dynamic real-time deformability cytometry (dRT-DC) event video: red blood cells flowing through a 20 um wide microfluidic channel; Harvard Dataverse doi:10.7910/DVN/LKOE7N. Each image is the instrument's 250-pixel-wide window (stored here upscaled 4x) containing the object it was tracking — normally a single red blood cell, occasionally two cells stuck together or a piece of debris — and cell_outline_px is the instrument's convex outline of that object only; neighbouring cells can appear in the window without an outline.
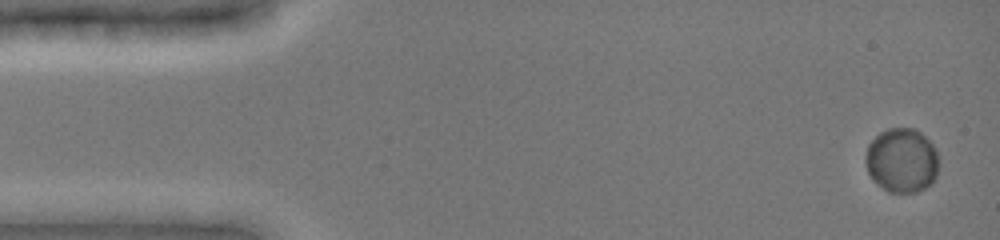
{"species": "common noctule bat (a hibernating species)", "species_latin": "Nyctalus noctula", "temperature_condition": "cold", "stored_images_in_passage": 54, "camera_frame_rate_fps": 3000, "um_per_image_px": 0.085, "animal": {"sex": "female", "body_mass_g": 19.0, "forearm_length_mm": 51.5}, "frame": {"image": 1, "passage_image": 1, "time_ms": 0.0, "image_size_px": [1000, 240], "cell_outline_px": [[936, 176], [932, 184], [916, 192], [888, 192], [868, 172], [864, 160], [868, 144], [880, 132], [888, 128], [916, 128], [936, 148]], "centroid_in_image_um": [76.64, 13.61], "position_along_channel_um": 8.4, "area_um2": 27.17}}
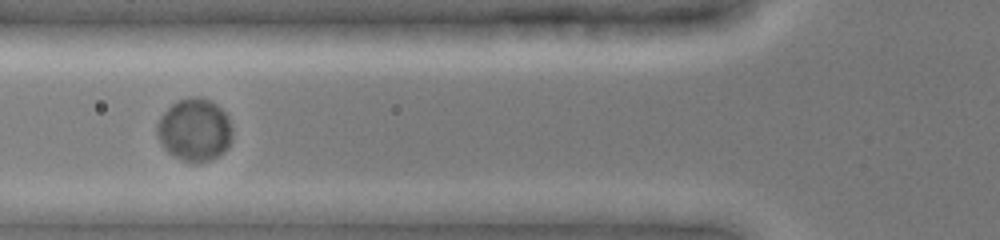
{"frame": {"image": 2, "passage_image": 22, "time_ms": 5.667, "image_size_px": [1000, 240], "cell_outline_px": [[232, 140], [228, 148], [224, 152], [208, 160], [184, 160], [168, 152], [164, 148], [156, 132], [156, 124], [160, 116], [176, 100], [192, 96], [200, 96], [216, 104], [228, 116], [232, 128]], "centroid_in_image_um": [16.54, 10.99], "position_along_channel_um": 109.3, "area_um2": 27.28}}
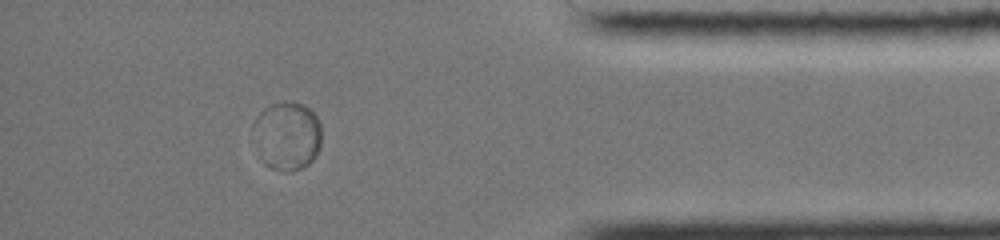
{"frame": {"image": 3, "passage_image": 48, "time_ms": 14.0, "image_size_px": [1000, 240], "cell_outline_px": [[320, 144], [316, 156], [308, 164], [300, 168], [288, 172], [268, 168], [264, 164], [252, 124], [256, 116], [264, 108], [272, 104], [284, 100], [292, 100], [304, 104], [316, 116], [320, 124]], "centroid_in_image_um": [24.41, 11.51], "position_along_channel_um": 410.8, "area_um2": 27.22}, "authors_computed_cell_mechanics": {"area_um2": 26.7903, "velocity_mm_per_s": 3.8513, "shape_relaxation_time_tau1_ms": 2.5967, "shape_relaxation_time_tau2_ms": null, "deformation_change_tau1": 0.0065, "deformation_change_tau2": null}}